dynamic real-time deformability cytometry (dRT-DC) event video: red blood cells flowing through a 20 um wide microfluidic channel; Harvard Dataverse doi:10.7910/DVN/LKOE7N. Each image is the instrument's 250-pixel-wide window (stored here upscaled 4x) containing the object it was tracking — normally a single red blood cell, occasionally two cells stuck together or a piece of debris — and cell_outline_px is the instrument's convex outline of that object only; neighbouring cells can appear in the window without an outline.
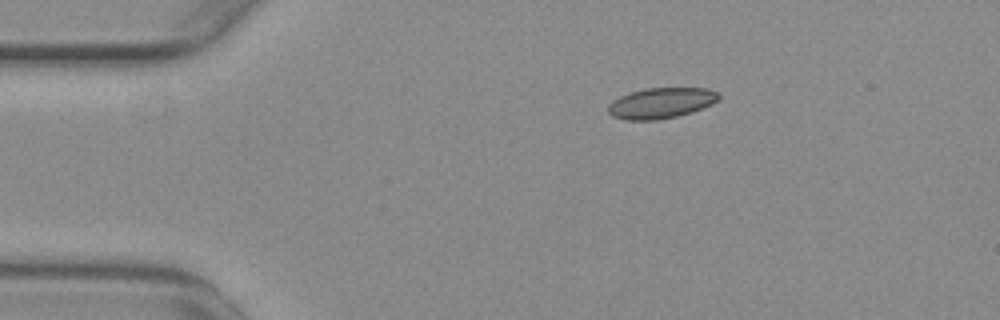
{"species": "common noctule bat (a hibernating species)", "species_latin": "Nyctalus noctula", "temperature_condition": "warm", "stored_images_in_passage": 25, "camera_frame_rate_fps": 3000, "um_per_image_px": 0.085, "animal": {"sex": "female", "body_mass_g": 29.2, "forearm_length_mm": 56.3}, "frame": {"image": 1, "passage_image": 1, "time_ms": 0.0, "image_size_px": [1000, 320], "cell_outline_px": [[720, 96], [712, 104], [692, 112], [676, 116], [656, 120], [624, 120], [612, 116], [608, 112], [608, 104], [612, 100], [620, 96], [632, 92], [648, 88], [708, 88], [720, 92]], "centroid_in_image_um": [56.18, 8.76], "position_along_channel_um": 28.8, "area_um2": 19.77}}
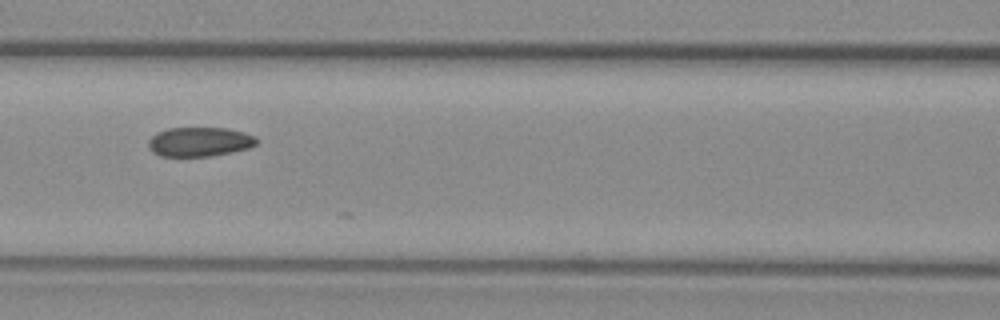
{"frame": {"image": 2, "passage_image": 15, "time_ms": 4.667, "image_size_px": [1000, 320], "cell_outline_px": [[260, 140], [256, 144], [248, 148], [232, 152], [208, 156], [160, 156], [152, 152], [148, 148], [148, 140], [156, 132], [168, 128], [228, 128], [244, 132], [256, 136]], "centroid_in_image_um": [16.96, 12.05], "position_along_channel_um": 149.6, "area_um2": 18.67}}
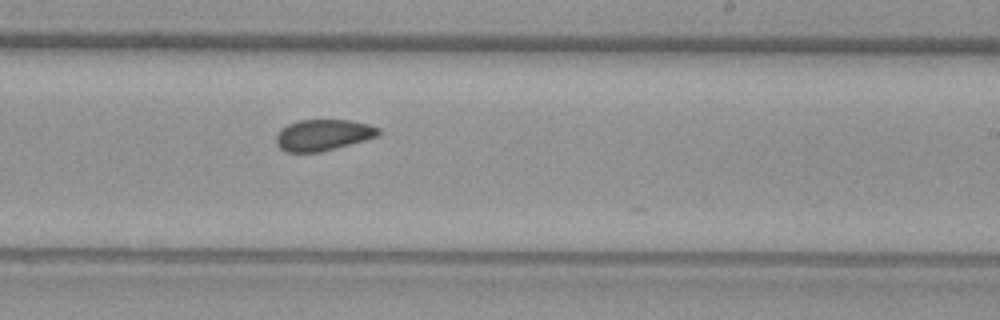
{"frame": {"image": 3, "passage_image": 24, "time_ms": 7.667, "image_size_px": [1000, 320], "cell_outline_px": [[380, 132], [376, 136], [364, 140], [320, 152], [284, 152], [276, 144], [276, 136], [280, 128], [288, 124], [300, 120], [352, 120], [368, 124], [380, 128]], "centroid_in_image_um": [27.42, 11.47], "position_along_channel_um": 261.6, "area_um2": 18.55}}